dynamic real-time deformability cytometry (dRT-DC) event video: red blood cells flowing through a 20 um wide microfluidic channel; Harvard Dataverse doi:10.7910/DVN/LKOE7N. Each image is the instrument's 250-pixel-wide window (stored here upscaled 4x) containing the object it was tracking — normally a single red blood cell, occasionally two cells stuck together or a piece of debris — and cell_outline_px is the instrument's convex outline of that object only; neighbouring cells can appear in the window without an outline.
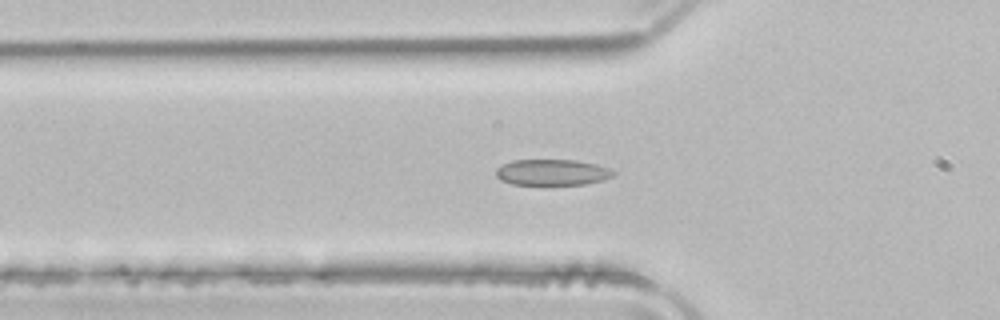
{"species": "common noctule bat (a hibernating species)", "species_latin": "Nyctalus noctula", "temperature_condition": "room temperature", "stored_images_in_passage": 48, "camera_frame_rate_fps": 3000, "um_per_image_px": 0.085, "animal": {"sex": "male", "body_mass_g": 21.5, "forearm_length_mm": 52.0}, "frame": {"image": 1, "passage_image": 13, "time_ms": 4.0, "image_size_px": [1000, 320], "cell_outline_px": [[616, 172], [612, 176], [600, 180], [584, 184], [512, 184], [500, 180], [496, 176], [496, 168], [512, 160], [576, 160], [596, 164], [612, 168]], "centroid_in_image_um": [46.93, 14.63], "position_along_channel_um": 78.9, "area_um2": 17.69}}
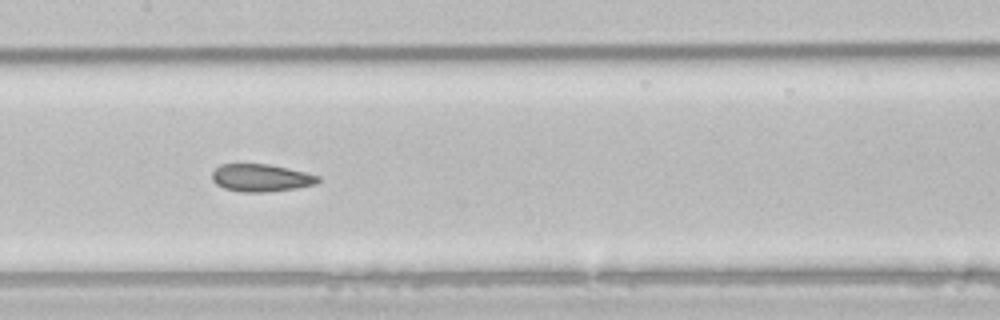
{"frame": {"image": 2, "passage_image": 21, "time_ms": 6.667, "image_size_px": [1000, 320], "cell_outline_px": [[320, 180], [316, 184], [296, 188], [268, 192], [240, 192], [224, 188], [216, 184], [212, 180], [212, 172], [220, 164], [268, 164], [288, 168], [320, 176]], "centroid_in_image_um": [22.18, 15.12], "position_along_channel_um": 185.2, "area_um2": 17.05}}
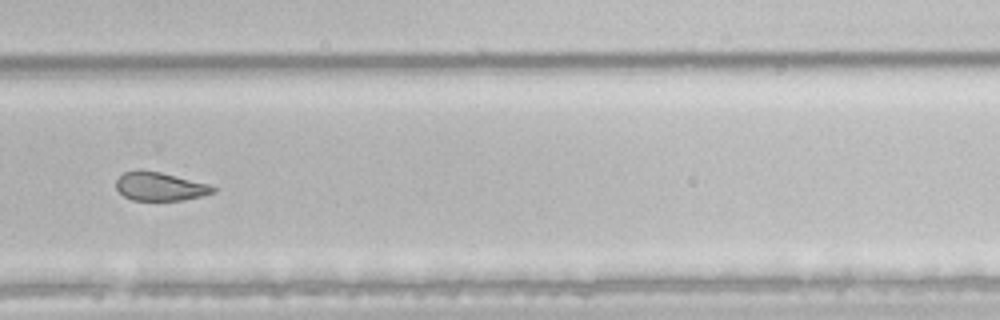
{"frame": {"image": 3, "passage_image": 31, "time_ms": 10.0, "image_size_px": [1000, 320], "cell_outline_px": [[216, 192], [184, 200], [132, 200], [124, 196], [116, 188], [116, 180], [124, 172], [160, 172], [208, 184], [216, 188]], "centroid_in_image_um": [13.62, 15.88], "position_along_channel_um": 316.2, "area_um2": 15.61}}